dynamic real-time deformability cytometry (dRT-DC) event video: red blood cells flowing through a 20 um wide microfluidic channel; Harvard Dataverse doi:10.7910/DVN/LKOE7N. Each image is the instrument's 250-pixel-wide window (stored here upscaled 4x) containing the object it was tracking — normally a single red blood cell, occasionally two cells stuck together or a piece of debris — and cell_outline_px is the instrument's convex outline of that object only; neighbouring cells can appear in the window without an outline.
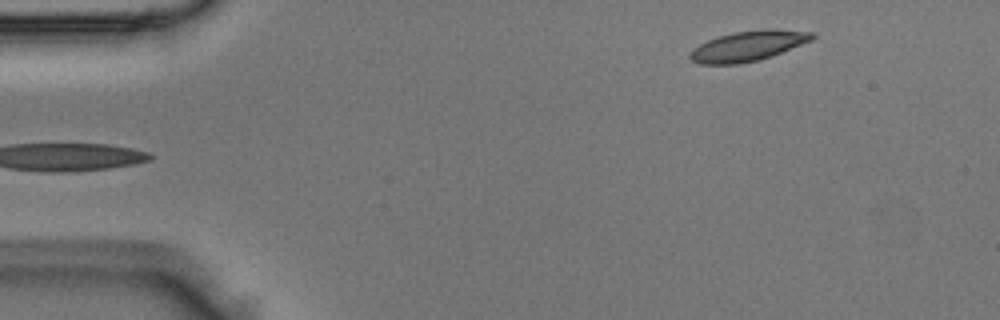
{"species": "Egyptian fruit bat (a non-hibernating species)", "species_latin": "Rousettus aegyptiacus", "temperature_condition": "room temperature", "stored_images_in_passage": 4, "segment_of_instrument_passage": [2, 2], "camera_frame_rate_fps": 3000, "um_per_image_px": 0.085, "animal": {"sex": "male"}, "frame": {"image": 1, "passage_image": 4, "time_ms": 1.0, "image_size_px": [1000, 320], "cell_outline_px": [[816, 36], [812, 40], [760, 60], [740, 64], [700, 64], [692, 60], [688, 56], [700, 44], [708, 40], [720, 36], [736, 32], [764, 28], [768, 28], [812, 32]], "centroid_in_image_um": [63.61, 3.9], "position_along_channel_um": 21.4, "area_um2": 21.21}}